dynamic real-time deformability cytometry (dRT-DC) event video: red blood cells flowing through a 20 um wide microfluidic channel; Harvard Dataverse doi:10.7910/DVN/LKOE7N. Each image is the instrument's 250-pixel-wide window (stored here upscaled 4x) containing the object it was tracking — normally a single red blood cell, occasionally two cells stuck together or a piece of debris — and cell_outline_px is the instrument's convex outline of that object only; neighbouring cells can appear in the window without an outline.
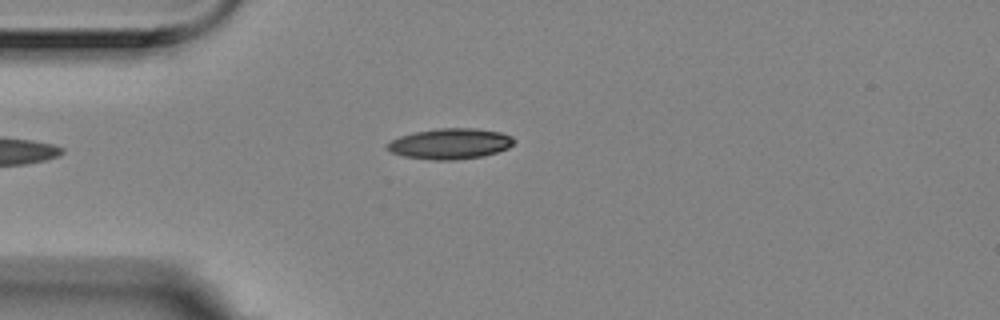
{"species": "Egyptian fruit bat (a non-hibernating species)", "species_latin": "Rousettus aegyptiacus", "temperature_condition": "room temperature", "stored_images_in_passage": 1, "camera_frame_rate_fps": 3000, "um_per_image_px": 0.085, "animal": {"sex": "female"}, "frame": {"image": 1, "passage_image": 1, "time_ms": 0.0, "image_size_px": [1000, 320], "cell_outline_px": [[516, 140], [508, 148], [484, 156], [456, 160], [432, 160], [404, 156], [392, 152], [388, 148], [388, 144], [392, 140], [400, 136], [416, 132], [440, 128], [476, 128], [500, 132], [512, 136]], "centroid_in_image_um": [38.31, 12.22], "position_along_channel_um": 46.7, "area_um2": 22.48}}